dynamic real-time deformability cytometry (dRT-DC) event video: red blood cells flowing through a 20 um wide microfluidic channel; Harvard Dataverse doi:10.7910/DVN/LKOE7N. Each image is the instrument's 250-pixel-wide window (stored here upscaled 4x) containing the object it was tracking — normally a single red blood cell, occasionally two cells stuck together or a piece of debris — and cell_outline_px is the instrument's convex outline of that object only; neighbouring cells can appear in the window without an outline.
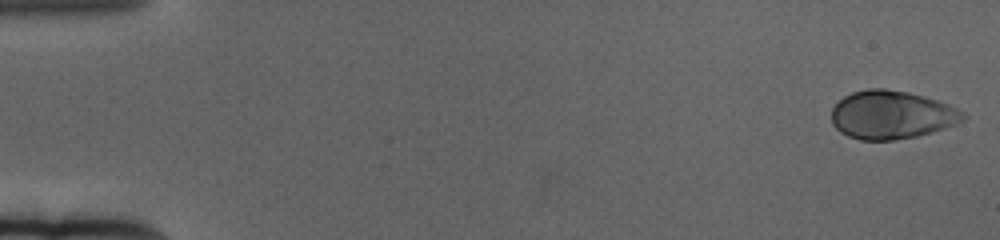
{"species": "human", "species_latin": "Homo sapiens", "temperature_condition": "cold", "stored_images_in_passage": 15, "camera_frame_rate_fps": 3000, "um_per_image_px": 0.085, "donor": {"sex": "female"}, "frame": {"image": 1, "passage_image": 1, "time_ms": 0.0, "image_size_px": [1000, 240], "cell_outline_px": [[968, 116], [964, 120], [956, 124], [932, 132], [916, 136], [892, 140], [860, 140], [848, 136], [840, 132], [832, 124], [832, 108], [844, 96], [852, 92], [868, 88], [884, 88], [908, 92], [924, 96], [948, 104], [964, 112]], "centroid_in_image_um": [75.79, 9.76], "position_along_channel_um": 9.2, "area_um2": 37.11}}